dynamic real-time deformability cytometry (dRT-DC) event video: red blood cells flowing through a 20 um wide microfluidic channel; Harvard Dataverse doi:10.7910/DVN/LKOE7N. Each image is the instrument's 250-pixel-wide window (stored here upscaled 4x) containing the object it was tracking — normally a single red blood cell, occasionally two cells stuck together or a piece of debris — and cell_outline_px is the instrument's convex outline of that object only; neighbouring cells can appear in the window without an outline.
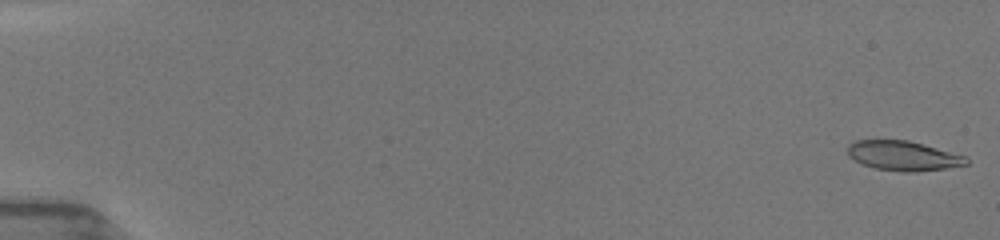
{"species": "common noctule bat (a hibernating species)", "species_latin": "Nyctalus noctula", "temperature_condition": "room temperature", "stored_images_in_passage": 37, "camera_frame_rate_fps": 3000, "um_per_image_px": 0.085, "animal": {"sex": "female", "body_mass_g": 19.5, "forearm_length_mm": 54.1}, "frame": {"image": 1, "passage_image": 1, "time_ms": 0.0, "image_size_px": [1000, 240], "cell_outline_px": [[968, 164], [944, 168], [916, 172], [904, 172], [876, 168], [860, 164], [848, 156], [848, 144], [856, 140], [908, 140], [968, 156]], "centroid_in_image_um": [76.77, 13.24], "position_along_channel_um": 8.2, "area_um2": 20.58}}
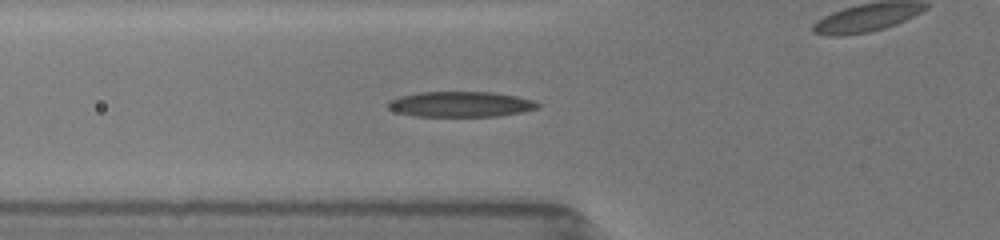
{"frame": {"image": 2, "passage_image": 20, "time_ms": 6.333, "image_size_px": [1000, 240], "cell_outline_px": [[540, 108], [500, 116], [416, 116], [396, 112], [388, 108], [388, 100], [400, 96], [420, 92], [492, 92], [516, 96], [532, 100], [540, 104]], "centroid_in_image_um": [39.15, 8.86], "position_along_channel_um": 86.6, "area_um2": 22.14}}
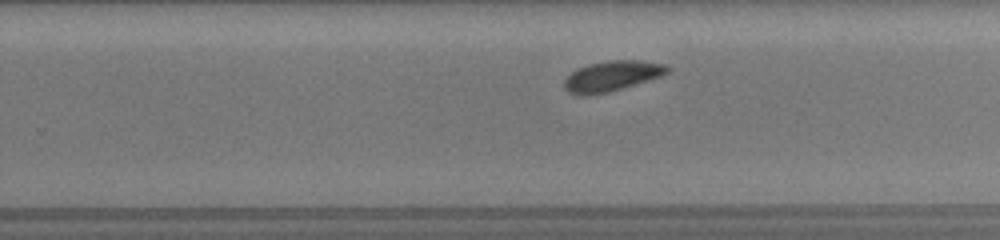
{"frame": {"image": 3, "passage_image": 37, "time_ms": 12.667, "image_size_px": [1000, 240], "cell_outline_px": [[668, 72], [660, 76], [648, 80], [608, 92], [588, 96], [580, 96], [568, 92], [564, 88], [564, 80], [576, 68], [588, 64], [608, 60], [636, 60], [664, 64], [668, 68]], "centroid_in_image_um": [51.94, 6.47], "position_along_channel_um": 277.9, "area_um2": 18.09}}